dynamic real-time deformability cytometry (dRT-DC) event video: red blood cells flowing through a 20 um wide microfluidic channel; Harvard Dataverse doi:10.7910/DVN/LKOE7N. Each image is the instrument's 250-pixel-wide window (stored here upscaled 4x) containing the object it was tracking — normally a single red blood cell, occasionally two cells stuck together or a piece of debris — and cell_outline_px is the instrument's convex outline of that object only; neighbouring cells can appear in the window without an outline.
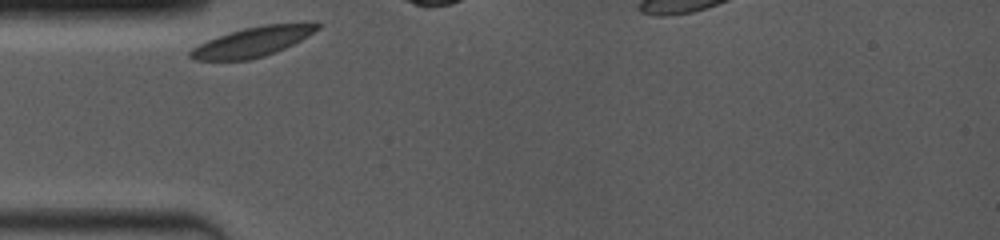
{"species": "common noctule bat (a hibernating species)", "species_latin": "Nyctalus noctula", "temperature_condition": "room temperature", "stored_images_in_passage": 2, "camera_frame_rate_fps": 4000, "um_per_image_px": 0.085, "animal": {"sex": "female", "body_mass_g": 19.0, "forearm_length_mm": 53.3}, "frame": {"image": 1, "passage_image": 1, "time_ms": 0.0, "image_size_px": [1000, 240], "cell_outline_px": [[320, 28], [308, 36], [284, 48], [264, 56], [248, 60], [196, 60], [188, 56], [188, 52], [192, 48], [208, 40], [244, 28], [264, 24], [304, 20], [312, 20], [320, 24]], "centroid_in_image_um": [21.58, 3.5], "position_along_channel_um": 63.4, "area_um2": 22.25}}
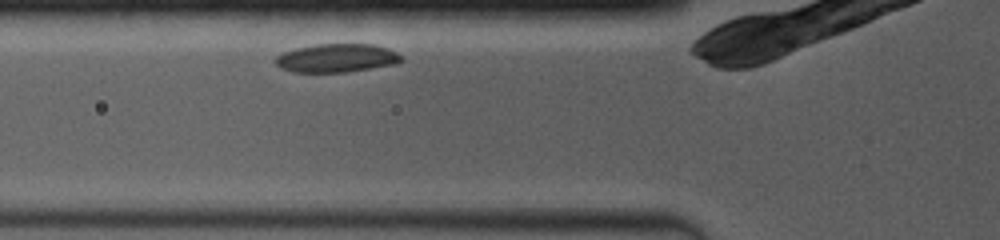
{"frame": {"image": 2, "passage_image": 2, "time_ms": 1.0, "image_size_px": [1000, 240], "cell_outline_px": [[404, 60], [396, 64], [348, 72], [292, 72], [280, 68], [276, 64], [276, 56], [284, 52], [296, 48], [316, 44], [372, 44], [388, 48], [396, 52]], "centroid_in_image_um": [28.62, 4.94], "position_along_channel_um": 97.2, "area_um2": 20.92}}